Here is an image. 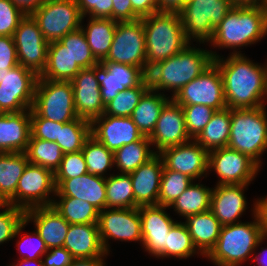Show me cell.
I'll return each instance as SVG.
<instances>
[{
  "label": "cell",
  "mask_w": 267,
  "mask_h": 266,
  "mask_svg": "<svg viewBox=\"0 0 267 266\" xmlns=\"http://www.w3.org/2000/svg\"><path fill=\"white\" fill-rule=\"evenodd\" d=\"M85 16L82 18L81 29L86 37L87 43L94 57L101 62L104 60L112 45L117 22L111 18H86L87 24H84Z\"/></svg>",
  "instance_id": "obj_30"
},
{
  "label": "cell",
  "mask_w": 267,
  "mask_h": 266,
  "mask_svg": "<svg viewBox=\"0 0 267 266\" xmlns=\"http://www.w3.org/2000/svg\"><path fill=\"white\" fill-rule=\"evenodd\" d=\"M88 172L84 155L81 151L65 153L58 169L54 173V179H72Z\"/></svg>",
  "instance_id": "obj_49"
},
{
  "label": "cell",
  "mask_w": 267,
  "mask_h": 266,
  "mask_svg": "<svg viewBox=\"0 0 267 266\" xmlns=\"http://www.w3.org/2000/svg\"><path fill=\"white\" fill-rule=\"evenodd\" d=\"M28 224L29 223L24 220L16 230L14 238H17L15 245L19 253V257L16 259H41L48 251V248L35 228L34 231L21 235L23 233L22 231L25 230V226L27 227Z\"/></svg>",
  "instance_id": "obj_46"
},
{
  "label": "cell",
  "mask_w": 267,
  "mask_h": 266,
  "mask_svg": "<svg viewBox=\"0 0 267 266\" xmlns=\"http://www.w3.org/2000/svg\"><path fill=\"white\" fill-rule=\"evenodd\" d=\"M208 151L194 139L169 147L159 153L167 169L186 174L193 180H202L208 175Z\"/></svg>",
  "instance_id": "obj_19"
},
{
  "label": "cell",
  "mask_w": 267,
  "mask_h": 266,
  "mask_svg": "<svg viewBox=\"0 0 267 266\" xmlns=\"http://www.w3.org/2000/svg\"><path fill=\"white\" fill-rule=\"evenodd\" d=\"M164 168L163 159L156 154L145 164L130 173L134 201L140 206L158 205L161 175Z\"/></svg>",
  "instance_id": "obj_26"
},
{
  "label": "cell",
  "mask_w": 267,
  "mask_h": 266,
  "mask_svg": "<svg viewBox=\"0 0 267 266\" xmlns=\"http://www.w3.org/2000/svg\"><path fill=\"white\" fill-rule=\"evenodd\" d=\"M14 261L16 262H12L7 266H44L41 259H32V260L17 259Z\"/></svg>",
  "instance_id": "obj_62"
},
{
  "label": "cell",
  "mask_w": 267,
  "mask_h": 266,
  "mask_svg": "<svg viewBox=\"0 0 267 266\" xmlns=\"http://www.w3.org/2000/svg\"><path fill=\"white\" fill-rule=\"evenodd\" d=\"M52 206L69 224H98L99 210L83 200L54 197Z\"/></svg>",
  "instance_id": "obj_38"
},
{
  "label": "cell",
  "mask_w": 267,
  "mask_h": 266,
  "mask_svg": "<svg viewBox=\"0 0 267 266\" xmlns=\"http://www.w3.org/2000/svg\"><path fill=\"white\" fill-rule=\"evenodd\" d=\"M134 13L141 19L159 12L156 0H130Z\"/></svg>",
  "instance_id": "obj_56"
},
{
  "label": "cell",
  "mask_w": 267,
  "mask_h": 266,
  "mask_svg": "<svg viewBox=\"0 0 267 266\" xmlns=\"http://www.w3.org/2000/svg\"><path fill=\"white\" fill-rule=\"evenodd\" d=\"M81 69L72 59L68 49L59 41H53L49 43L46 67L39 78L71 81Z\"/></svg>",
  "instance_id": "obj_32"
},
{
  "label": "cell",
  "mask_w": 267,
  "mask_h": 266,
  "mask_svg": "<svg viewBox=\"0 0 267 266\" xmlns=\"http://www.w3.org/2000/svg\"><path fill=\"white\" fill-rule=\"evenodd\" d=\"M59 42L68 49L72 59L82 68H91L99 63L94 57L81 28L67 33Z\"/></svg>",
  "instance_id": "obj_45"
},
{
  "label": "cell",
  "mask_w": 267,
  "mask_h": 266,
  "mask_svg": "<svg viewBox=\"0 0 267 266\" xmlns=\"http://www.w3.org/2000/svg\"><path fill=\"white\" fill-rule=\"evenodd\" d=\"M264 102H265V105L264 106L267 107L266 106V104H267V86H266V96H265V101Z\"/></svg>",
  "instance_id": "obj_65"
},
{
  "label": "cell",
  "mask_w": 267,
  "mask_h": 266,
  "mask_svg": "<svg viewBox=\"0 0 267 266\" xmlns=\"http://www.w3.org/2000/svg\"><path fill=\"white\" fill-rule=\"evenodd\" d=\"M141 20L148 68L178 54L190 44L184 35L179 12L159 11Z\"/></svg>",
  "instance_id": "obj_5"
},
{
  "label": "cell",
  "mask_w": 267,
  "mask_h": 266,
  "mask_svg": "<svg viewBox=\"0 0 267 266\" xmlns=\"http://www.w3.org/2000/svg\"><path fill=\"white\" fill-rule=\"evenodd\" d=\"M130 174L114 173L106 177V208H136Z\"/></svg>",
  "instance_id": "obj_39"
},
{
  "label": "cell",
  "mask_w": 267,
  "mask_h": 266,
  "mask_svg": "<svg viewBox=\"0 0 267 266\" xmlns=\"http://www.w3.org/2000/svg\"><path fill=\"white\" fill-rule=\"evenodd\" d=\"M211 53L223 80L227 108L246 109L265 105L267 61L264 64L254 62L245 54L224 57L212 49Z\"/></svg>",
  "instance_id": "obj_1"
},
{
  "label": "cell",
  "mask_w": 267,
  "mask_h": 266,
  "mask_svg": "<svg viewBox=\"0 0 267 266\" xmlns=\"http://www.w3.org/2000/svg\"><path fill=\"white\" fill-rule=\"evenodd\" d=\"M170 99L167 93L163 94L151 88L144 93L130 116L144 136H151L162 108Z\"/></svg>",
  "instance_id": "obj_31"
},
{
  "label": "cell",
  "mask_w": 267,
  "mask_h": 266,
  "mask_svg": "<svg viewBox=\"0 0 267 266\" xmlns=\"http://www.w3.org/2000/svg\"><path fill=\"white\" fill-rule=\"evenodd\" d=\"M105 258H74L69 266H107Z\"/></svg>",
  "instance_id": "obj_59"
},
{
  "label": "cell",
  "mask_w": 267,
  "mask_h": 266,
  "mask_svg": "<svg viewBox=\"0 0 267 266\" xmlns=\"http://www.w3.org/2000/svg\"><path fill=\"white\" fill-rule=\"evenodd\" d=\"M156 155L149 137L122 146L114 152L116 173L130 174Z\"/></svg>",
  "instance_id": "obj_34"
},
{
  "label": "cell",
  "mask_w": 267,
  "mask_h": 266,
  "mask_svg": "<svg viewBox=\"0 0 267 266\" xmlns=\"http://www.w3.org/2000/svg\"><path fill=\"white\" fill-rule=\"evenodd\" d=\"M201 182L202 180H193L168 209H174L175 214L181 219L210 210L213 187L209 188Z\"/></svg>",
  "instance_id": "obj_33"
},
{
  "label": "cell",
  "mask_w": 267,
  "mask_h": 266,
  "mask_svg": "<svg viewBox=\"0 0 267 266\" xmlns=\"http://www.w3.org/2000/svg\"><path fill=\"white\" fill-rule=\"evenodd\" d=\"M231 0H187L179 11L186 39L208 45L215 28L233 8Z\"/></svg>",
  "instance_id": "obj_7"
},
{
  "label": "cell",
  "mask_w": 267,
  "mask_h": 266,
  "mask_svg": "<svg viewBox=\"0 0 267 266\" xmlns=\"http://www.w3.org/2000/svg\"><path fill=\"white\" fill-rule=\"evenodd\" d=\"M63 247L73 258L108 256L101 242L98 224H70Z\"/></svg>",
  "instance_id": "obj_28"
},
{
  "label": "cell",
  "mask_w": 267,
  "mask_h": 266,
  "mask_svg": "<svg viewBox=\"0 0 267 266\" xmlns=\"http://www.w3.org/2000/svg\"><path fill=\"white\" fill-rule=\"evenodd\" d=\"M266 36L267 13L263 7L233 6L215 28L208 46L219 51L230 49V55L245 54L241 51L244 47L255 45Z\"/></svg>",
  "instance_id": "obj_2"
},
{
  "label": "cell",
  "mask_w": 267,
  "mask_h": 266,
  "mask_svg": "<svg viewBox=\"0 0 267 266\" xmlns=\"http://www.w3.org/2000/svg\"><path fill=\"white\" fill-rule=\"evenodd\" d=\"M182 222L188 228L197 250L206 257L217 243L221 223L210 210L187 216Z\"/></svg>",
  "instance_id": "obj_29"
},
{
  "label": "cell",
  "mask_w": 267,
  "mask_h": 266,
  "mask_svg": "<svg viewBox=\"0 0 267 266\" xmlns=\"http://www.w3.org/2000/svg\"><path fill=\"white\" fill-rule=\"evenodd\" d=\"M94 75L100 84L104 105L114 99L118 92L134 88L147 78L142 68L115 62L97 63L94 65Z\"/></svg>",
  "instance_id": "obj_17"
},
{
  "label": "cell",
  "mask_w": 267,
  "mask_h": 266,
  "mask_svg": "<svg viewBox=\"0 0 267 266\" xmlns=\"http://www.w3.org/2000/svg\"><path fill=\"white\" fill-rule=\"evenodd\" d=\"M267 239L263 237L260 242L258 243L256 250L254 251L253 255V262H256L257 264L255 266H267V246L261 247V251H258L259 246H262V244L266 241ZM257 252V253H256ZM259 252V253H258Z\"/></svg>",
  "instance_id": "obj_60"
},
{
  "label": "cell",
  "mask_w": 267,
  "mask_h": 266,
  "mask_svg": "<svg viewBox=\"0 0 267 266\" xmlns=\"http://www.w3.org/2000/svg\"><path fill=\"white\" fill-rule=\"evenodd\" d=\"M149 88V81L146 78L140 85L118 92L117 96L105 105L103 114L130 117Z\"/></svg>",
  "instance_id": "obj_43"
},
{
  "label": "cell",
  "mask_w": 267,
  "mask_h": 266,
  "mask_svg": "<svg viewBox=\"0 0 267 266\" xmlns=\"http://www.w3.org/2000/svg\"><path fill=\"white\" fill-rule=\"evenodd\" d=\"M25 154L30 164L45 167L53 173L58 169L64 155L56 142L37 139L32 135Z\"/></svg>",
  "instance_id": "obj_40"
},
{
  "label": "cell",
  "mask_w": 267,
  "mask_h": 266,
  "mask_svg": "<svg viewBox=\"0 0 267 266\" xmlns=\"http://www.w3.org/2000/svg\"><path fill=\"white\" fill-rule=\"evenodd\" d=\"M54 197H73L92 204L99 211L106 208V178L90 173L72 179H54Z\"/></svg>",
  "instance_id": "obj_24"
},
{
  "label": "cell",
  "mask_w": 267,
  "mask_h": 266,
  "mask_svg": "<svg viewBox=\"0 0 267 266\" xmlns=\"http://www.w3.org/2000/svg\"><path fill=\"white\" fill-rule=\"evenodd\" d=\"M30 136V110L0 113V153L25 152Z\"/></svg>",
  "instance_id": "obj_27"
},
{
  "label": "cell",
  "mask_w": 267,
  "mask_h": 266,
  "mask_svg": "<svg viewBox=\"0 0 267 266\" xmlns=\"http://www.w3.org/2000/svg\"><path fill=\"white\" fill-rule=\"evenodd\" d=\"M74 96V106L78 117L92 122L100 117L105 105L100 92V84L94 75V65L81 69L71 80Z\"/></svg>",
  "instance_id": "obj_22"
},
{
  "label": "cell",
  "mask_w": 267,
  "mask_h": 266,
  "mask_svg": "<svg viewBox=\"0 0 267 266\" xmlns=\"http://www.w3.org/2000/svg\"><path fill=\"white\" fill-rule=\"evenodd\" d=\"M73 259L64 247L50 248L41 258L44 266H69Z\"/></svg>",
  "instance_id": "obj_54"
},
{
  "label": "cell",
  "mask_w": 267,
  "mask_h": 266,
  "mask_svg": "<svg viewBox=\"0 0 267 266\" xmlns=\"http://www.w3.org/2000/svg\"><path fill=\"white\" fill-rule=\"evenodd\" d=\"M91 136L113 152L144 137L131 117L107 114L91 122Z\"/></svg>",
  "instance_id": "obj_21"
},
{
  "label": "cell",
  "mask_w": 267,
  "mask_h": 266,
  "mask_svg": "<svg viewBox=\"0 0 267 266\" xmlns=\"http://www.w3.org/2000/svg\"><path fill=\"white\" fill-rule=\"evenodd\" d=\"M82 153L85 158L88 173L108 177L114 168V152L108 150L102 143L90 136L84 143ZM109 171V173H108Z\"/></svg>",
  "instance_id": "obj_41"
},
{
  "label": "cell",
  "mask_w": 267,
  "mask_h": 266,
  "mask_svg": "<svg viewBox=\"0 0 267 266\" xmlns=\"http://www.w3.org/2000/svg\"><path fill=\"white\" fill-rule=\"evenodd\" d=\"M112 19L134 21L140 18L134 13L130 0H113Z\"/></svg>",
  "instance_id": "obj_55"
},
{
  "label": "cell",
  "mask_w": 267,
  "mask_h": 266,
  "mask_svg": "<svg viewBox=\"0 0 267 266\" xmlns=\"http://www.w3.org/2000/svg\"><path fill=\"white\" fill-rule=\"evenodd\" d=\"M258 212L263 222L264 237L267 239V196L266 195L259 197Z\"/></svg>",
  "instance_id": "obj_61"
},
{
  "label": "cell",
  "mask_w": 267,
  "mask_h": 266,
  "mask_svg": "<svg viewBox=\"0 0 267 266\" xmlns=\"http://www.w3.org/2000/svg\"><path fill=\"white\" fill-rule=\"evenodd\" d=\"M231 109L216 111L203 131L194 139L208 152L227 147L230 137Z\"/></svg>",
  "instance_id": "obj_36"
},
{
  "label": "cell",
  "mask_w": 267,
  "mask_h": 266,
  "mask_svg": "<svg viewBox=\"0 0 267 266\" xmlns=\"http://www.w3.org/2000/svg\"><path fill=\"white\" fill-rule=\"evenodd\" d=\"M55 194L54 173L45 167L28 163L18 181L15 195L6 204L25 211L52 206Z\"/></svg>",
  "instance_id": "obj_9"
},
{
  "label": "cell",
  "mask_w": 267,
  "mask_h": 266,
  "mask_svg": "<svg viewBox=\"0 0 267 266\" xmlns=\"http://www.w3.org/2000/svg\"><path fill=\"white\" fill-rule=\"evenodd\" d=\"M168 206H140L142 248L150 257L156 258L165 248L167 234L178 221L167 212ZM166 210V211H165Z\"/></svg>",
  "instance_id": "obj_20"
},
{
  "label": "cell",
  "mask_w": 267,
  "mask_h": 266,
  "mask_svg": "<svg viewBox=\"0 0 267 266\" xmlns=\"http://www.w3.org/2000/svg\"><path fill=\"white\" fill-rule=\"evenodd\" d=\"M31 15L48 43L78 30L83 18L76 0H47Z\"/></svg>",
  "instance_id": "obj_10"
},
{
  "label": "cell",
  "mask_w": 267,
  "mask_h": 266,
  "mask_svg": "<svg viewBox=\"0 0 267 266\" xmlns=\"http://www.w3.org/2000/svg\"><path fill=\"white\" fill-rule=\"evenodd\" d=\"M230 128L227 147L246 154L262 168L267 153L266 107L231 109Z\"/></svg>",
  "instance_id": "obj_6"
},
{
  "label": "cell",
  "mask_w": 267,
  "mask_h": 266,
  "mask_svg": "<svg viewBox=\"0 0 267 266\" xmlns=\"http://www.w3.org/2000/svg\"><path fill=\"white\" fill-rule=\"evenodd\" d=\"M159 11L179 12L187 0H156Z\"/></svg>",
  "instance_id": "obj_58"
},
{
  "label": "cell",
  "mask_w": 267,
  "mask_h": 266,
  "mask_svg": "<svg viewBox=\"0 0 267 266\" xmlns=\"http://www.w3.org/2000/svg\"><path fill=\"white\" fill-rule=\"evenodd\" d=\"M149 140L156 154L192 140L186 130L182 106L172 98L162 108Z\"/></svg>",
  "instance_id": "obj_18"
},
{
  "label": "cell",
  "mask_w": 267,
  "mask_h": 266,
  "mask_svg": "<svg viewBox=\"0 0 267 266\" xmlns=\"http://www.w3.org/2000/svg\"><path fill=\"white\" fill-rule=\"evenodd\" d=\"M195 45L190 43L178 54L151 66L147 73L150 88L163 94L169 92L173 98L183 86L210 67L214 63L211 50L200 47L201 43Z\"/></svg>",
  "instance_id": "obj_3"
},
{
  "label": "cell",
  "mask_w": 267,
  "mask_h": 266,
  "mask_svg": "<svg viewBox=\"0 0 267 266\" xmlns=\"http://www.w3.org/2000/svg\"><path fill=\"white\" fill-rule=\"evenodd\" d=\"M262 7L264 8V10H265L266 13H267V0L264 1V4H263Z\"/></svg>",
  "instance_id": "obj_64"
},
{
  "label": "cell",
  "mask_w": 267,
  "mask_h": 266,
  "mask_svg": "<svg viewBox=\"0 0 267 266\" xmlns=\"http://www.w3.org/2000/svg\"><path fill=\"white\" fill-rule=\"evenodd\" d=\"M217 176L216 185L253 184L261 167L246 154L229 147L208 153V175Z\"/></svg>",
  "instance_id": "obj_11"
},
{
  "label": "cell",
  "mask_w": 267,
  "mask_h": 266,
  "mask_svg": "<svg viewBox=\"0 0 267 266\" xmlns=\"http://www.w3.org/2000/svg\"><path fill=\"white\" fill-rule=\"evenodd\" d=\"M185 118L187 133L191 139H195L210 121L215 109L206 105H185L182 106Z\"/></svg>",
  "instance_id": "obj_47"
},
{
  "label": "cell",
  "mask_w": 267,
  "mask_h": 266,
  "mask_svg": "<svg viewBox=\"0 0 267 266\" xmlns=\"http://www.w3.org/2000/svg\"><path fill=\"white\" fill-rule=\"evenodd\" d=\"M31 135L37 139L56 142L59 140V122L31 117Z\"/></svg>",
  "instance_id": "obj_52"
},
{
  "label": "cell",
  "mask_w": 267,
  "mask_h": 266,
  "mask_svg": "<svg viewBox=\"0 0 267 266\" xmlns=\"http://www.w3.org/2000/svg\"><path fill=\"white\" fill-rule=\"evenodd\" d=\"M90 136L91 122L78 117L66 123L59 122V140L56 143L64 154L78 152Z\"/></svg>",
  "instance_id": "obj_42"
},
{
  "label": "cell",
  "mask_w": 267,
  "mask_h": 266,
  "mask_svg": "<svg viewBox=\"0 0 267 266\" xmlns=\"http://www.w3.org/2000/svg\"><path fill=\"white\" fill-rule=\"evenodd\" d=\"M177 104L206 105L216 111L227 108L223 80L218 66L213 63L198 77L183 86L172 98Z\"/></svg>",
  "instance_id": "obj_16"
},
{
  "label": "cell",
  "mask_w": 267,
  "mask_h": 266,
  "mask_svg": "<svg viewBox=\"0 0 267 266\" xmlns=\"http://www.w3.org/2000/svg\"><path fill=\"white\" fill-rule=\"evenodd\" d=\"M251 207L252 221L222 226L215 247L205 257L214 266H241L253 259L254 251L264 237L263 222L258 212V198Z\"/></svg>",
  "instance_id": "obj_4"
},
{
  "label": "cell",
  "mask_w": 267,
  "mask_h": 266,
  "mask_svg": "<svg viewBox=\"0 0 267 266\" xmlns=\"http://www.w3.org/2000/svg\"><path fill=\"white\" fill-rule=\"evenodd\" d=\"M25 220L34 225L35 230L48 249L63 247L70 224L53 206L34 207L25 211Z\"/></svg>",
  "instance_id": "obj_25"
},
{
  "label": "cell",
  "mask_w": 267,
  "mask_h": 266,
  "mask_svg": "<svg viewBox=\"0 0 267 266\" xmlns=\"http://www.w3.org/2000/svg\"><path fill=\"white\" fill-rule=\"evenodd\" d=\"M38 78L35 72L22 65L1 70L0 113L30 110Z\"/></svg>",
  "instance_id": "obj_13"
},
{
  "label": "cell",
  "mask_w": 267,
  "mask_h": 266,
  "mask_svg": "<svg viewBox=\"0 0 267 266\" xmlns=\"http://www.w3.org/2000/svg\"><path fill=\"white\" fill-rule=\"evenodd\" d=\"M25 15H31L40 8L47 0H10Z\"/></svg>",
  "instance_id": "obj_57"
},
{
  "label": "cell",
  "mask_w": 267,
  "mask_h": 266,
  "mask_svg": "<svg viewBox=\"0 0 267 266\" xmlns=\"http://www.w3.org/2000/svg\"><path fill=\"white\" fill-rule=\"evenodd\" d=\"M13 39L19 65L40 76L46 67L49 43L32 15H25L20 20Z\"/></svg>",
  "instance_id": "obj_15"
},
{
  "label": "cell",
  "mask_w": 267,
  "mask_h": 266,
  "mask_svg": "<svg viewBox=\"0 0 267 266\" xmlns=\"http://www.w3.org/2000/svg\"><path fill=\"white\" fill-rule=\"evenodd\" d=\"M28 163L25 152L0 153V198L5 204L15 195Z\"/></svg>",
  "instance_id": "obj_35"
},
{
  "label": "cell",
  "mask_w": 267,
  "mask_h": 266,
  "mask_svg": "<svg viewBox=\"0 0 267 266\" xmlns=\"http://www.w3.org/2000/svg\"><path fill=\"white\" fill-rule=\"evenodd\" d=\"M98 227L102 245L109 255L111 241L138 242L142 245L139 207L105 208L99 211Z\"/></svg>",
  "instance_id": "obj_14"
},
{
  "label": "cell",
  "mask_w": 267,
  "mask_h": 266,
  "mask_svg": "<svg viewBox=\"0 0 267 266\" xmlns=\"http://www.w3.org/2000/svg\"><path fill=\"white\" fill-rule=\"evenodd\" d=\"M101 62L137 66L148 73L145 33L141 19L117 22L109 53Z\"/></svg>",
  "instance_id": "obj_12"
},
{
  "label": "cell",
  "mask_w": 267,
  "mask_h": 266,
  "mask_svg": "<svg viewBox=\"0 0 267 266\" xmlns=\"http://www.w3.org/2000/svg\"><path fill=\"white\" fill-rule=\"evenodd\" d=\"M194 255L205 258L195 247L186 225L182 220H179L172 226L167 234L166 248L156 258L186 260Z\"/></svg>",
  "instance_id": "obj_37"
},
{
  "label": "cell",
  "mask_w": 267,
  "mask_h": 266,
  "mask_svg": "<svg viewBox=\"0 0 267 266\" xmlns=\"http://www.w3.org/2000/svg\"><path fill=\"white\" fill-rule=\"evenodd\" d=\"M234 6H263L265 0H231Z\"/></svg>",
  "instance_id": "obj_63"
},
{
  "label": "cell",
  "mask_w": 267,
  "mask_h": 266,
  "mask_svg": "<svg viewBox=\"0 0 267 266\" xmlns=\"http://www.w3.org/2000/svg\"><path fill=\"white\" fill-rule=\"evenodd\" d=\"M210 211L222 226L242 222L240 218L248 210L249 202L246 197L248 184L214 185ZM247 199V200H246ZM248 203V205H247Z\"/></svg>",
  "instance_id": "obj_23"
},
{
  "label": "cell",
  "mask_w": 267,
  "mask_h": 266,
  "mask_svg": "<svg viewBox=\"0 0 267 266\" xmlns=\"http://www.w3.org/2000/svg\"><path fill=\"white\" fill-rule=\"evenodd\" d=\"M30 116L61 123L77 119L72 82L38 78Z\"/></svg>",
  "instance_id": "obj_8"
},
{
  "label": "cell",
  "mask_w": 267,
  "mask_h": 266,
  "mask_svg": "<svg viewBox=\"0 0 267 266\" xmlns=\"http://www.w3.org/2000/svg\"><path fill=\"white\" fill-rule=\"evenodd\" d=\"M0 246L15 240L14 236L18 226L25 220V210L4 204L0 208Z\"/></svg>",
  "instance_id": "obj_48"
},
{
  "label": "cell",
  "mask_w": 267,
  "mask_h": 266,
  "mask_svg": "<svg viewBox=\"0 0 267 266\" xmlns=\"http://www.w3.org/2000/svg\"><path fill=\"white\" fill-rule=\"evenodd\" d=\"M24 16L10 0H0V36H13Z\"/></svg>",
  "instance_id": "obj_50"
},
{
  "label": "cell",
  "mask_w": 267,
  "mask_h": 266,
  "mask_svg": "<svg viewBox=\"0 0 267 266\" xmlns=\"http://www.w3.org/2000/svg\"><path fill=\"white\" fill-rule=\"evenodd\" d=\"M193 179L186 174L167 169L162 171L158 205L170 206L192 183Z\"/></svg>",
  "instance_id": "obj_44"
},
{
  "label": "cell",
  "mask_w": 267,
  "mask_h": 266,
  "mask_svg": "<svg viewBox=\"0 0 267 266\" xmlns=\"http://www.w3.org/2000/svg\"><path fill=\"white\" fill-rule=\"evenodd\" d=\"M5 203L2 201V199L0 198V208L4 205Z\"/></svg>",
  "instance_id": "obj_66"
},
{
  "label": "cell",
  "mask_w": 267,
  "mask_h": 266,
  "mask_svg": "<svg viewBox=\"0 0 267 266\" xmlns=\"http://www.w3.org/2000/svg\"><path fill=\"white\" fill-rule=\"evenodd\" d=\"M82 16L90 18H111L113 0H76Z\"/></svg>",
  "instance_id": "obj_51"
},
{
  "label": "cell",
  "mask_w": 267,
  "mask_h": 266,
  "mask_svg": "<svg viewBox=\"0 0 267 266\" xmlns=\"http://www.w3.org/2000/svg\"><path fill=\"white\" fill-rule=\"evenodd\" d=\"M19 65L13 36H0V70Z\"/></svg>",
  "instance_id": "obj_53"
}]
</instances>
